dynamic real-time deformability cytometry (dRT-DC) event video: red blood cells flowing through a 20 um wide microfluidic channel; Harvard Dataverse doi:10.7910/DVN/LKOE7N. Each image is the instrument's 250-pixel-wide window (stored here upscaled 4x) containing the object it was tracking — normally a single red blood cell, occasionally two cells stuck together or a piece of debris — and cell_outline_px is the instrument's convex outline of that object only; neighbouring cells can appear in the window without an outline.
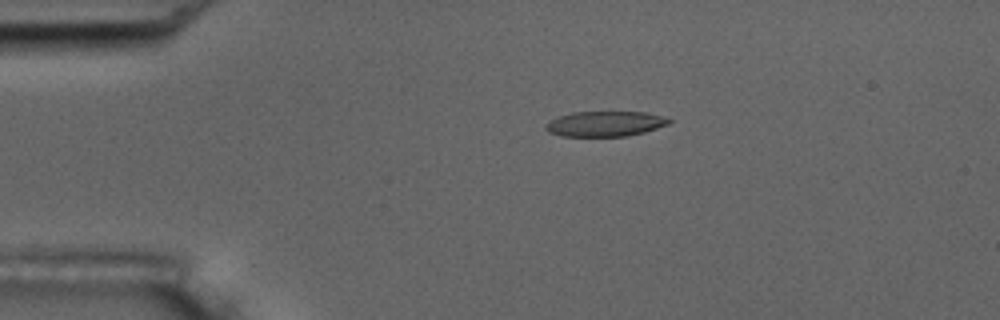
{"species": "common noctule bat (a hibernating species)", "species_latin": "Nyctalus noctula", "temperature_condition": "room temperature", "stored_images_in_passage": 5, "camera_frame_rate_fps": 3000, "um_per_image_px": 0.085, "animal": {"sex": "male", "body_mass_g": 17.5, "forearm_length_mm": 52.3}, "frame": {"image": 1, "passage_image": 2, "time_ms": 1.333, "image_size_px": [1000, 320], "cell_outline_px": [[672, 120], [668, 124], [644, 132], [628, 136], [560, 136], [548, 132], [544, 128], [552, 120], [560, 116], [572, 112], [644, 112], [660, 116]], "centroid_in_image_um": [51.42, 10.53], "position_along_channel_um": 33.6, "area_um2": 17.86}}
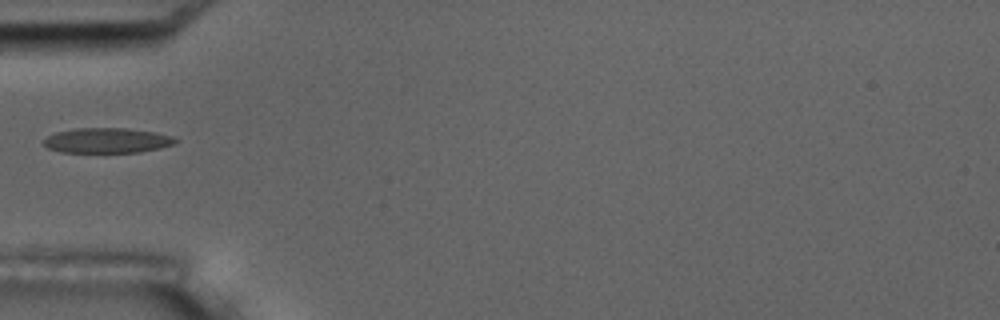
{"frame": {"image": 2, "passage_image": 4, "time_ms": 3.667, "image_size_px": [1000, 320], "cell_outline_px": [[180, 140], [176, 144], [160, 148], [140, 152], [60, 152], [48, 148], [44, 144], [44, 140], [48, 136], [56, 132], [76, 128], [128, 128], [156, 132], [172, 136]], "centroid_in_image_um": [9.16, 11.94], "position_along_channel_um": 75.8, "area_um2": 19.36}}